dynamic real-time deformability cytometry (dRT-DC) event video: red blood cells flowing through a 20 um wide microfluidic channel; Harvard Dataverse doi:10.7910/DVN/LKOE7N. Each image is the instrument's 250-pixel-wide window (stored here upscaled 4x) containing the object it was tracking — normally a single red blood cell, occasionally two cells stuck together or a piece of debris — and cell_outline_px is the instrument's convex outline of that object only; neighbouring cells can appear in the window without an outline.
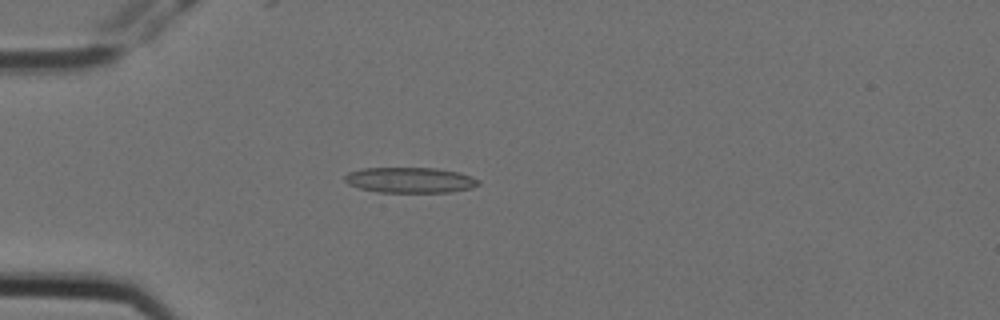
{"species": "Egyptian fruit bat (a non-hibernating species)", "species_latin": "Rousettus aegyptiacus", "temperature_condition": "cold", "stored_images_in_passage": 4, "camera_frame_rate_fps": 3000, "um_per_image_px": 0.085, "animal": {"sex": "female"}, "frame": {"image": 1, "passage_image": 2, "time_ms": 0.333, "image_size_px": [1000, 320], "cell_outline_px": [[480, 184], [472, 188], [452, 192], [376, 192], [360, 188], [348, 184], [344, 180], [344, 176], [348, 172], [360, 168], [436, 168], [456, 172], [472, 176], [480, 180]], "centroid_in_image_um": [34.85, 15.31], "position_along_channel_um": 50.2, "area_um2": 20.0}}
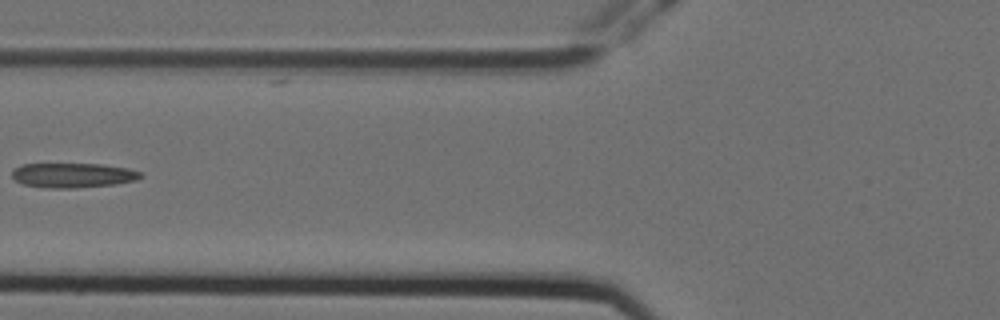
{"frame": {"image": 2, "passage_image": 4, "time_ms": 1.0, "image_size_px": [1000, 320], "cell_outline_px": [[144, 176], [136, 180], [116, 184], [76, 188], [44, 188], [24, 184], [16, 180], [12, 176], [12, 172], [20, 164], [100, 164], [128, 168], [140, 172]], "centroid_in_image_um": [6.22, 14.9], "position_along_channel_um": 119.6, "area_um2": 18.5}}